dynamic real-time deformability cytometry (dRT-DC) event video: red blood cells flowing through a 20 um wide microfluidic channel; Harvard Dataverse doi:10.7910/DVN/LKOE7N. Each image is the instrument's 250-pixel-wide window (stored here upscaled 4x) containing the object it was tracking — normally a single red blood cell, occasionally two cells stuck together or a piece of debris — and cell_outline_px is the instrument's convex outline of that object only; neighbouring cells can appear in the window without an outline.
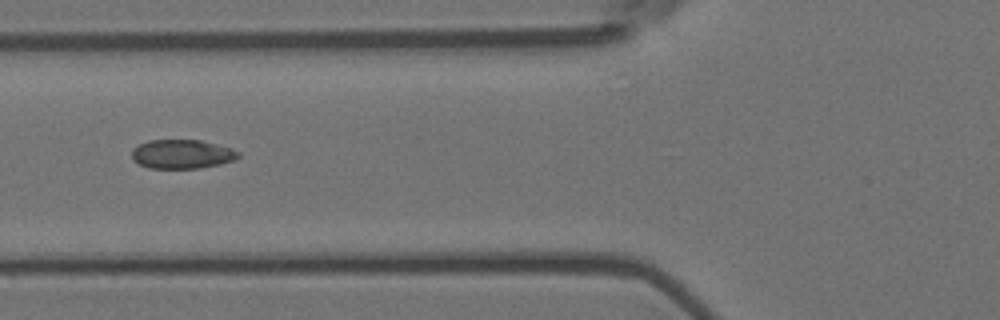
{"species": "Egyptian fruit bat (a non-hibernating species)", "species_latin": "Rousettus aegyptiacus", "temperature_condition": "room temperature", "stored_images_in_passage": 23, "camera_frame_rate_fps": 3000, "um_per_image_px": 0.085, "animal": {"sex": "female"}, "frame": {"image": 1, "passage_image": 4, "time_ms": 1.0, "image_size_px": [1000, 320], "cell_outline_px": [[240, 156], [236, 160], [220, 164], [200, 168], [148, 168], [132, 160], [132, 148], [148, 140], [200, 140], [232, 148], [240, 152]], "centroid_in_image_um": [15.48, 13.1], "position_along_channel_um": 110.3, "area_um2": 18.15}}